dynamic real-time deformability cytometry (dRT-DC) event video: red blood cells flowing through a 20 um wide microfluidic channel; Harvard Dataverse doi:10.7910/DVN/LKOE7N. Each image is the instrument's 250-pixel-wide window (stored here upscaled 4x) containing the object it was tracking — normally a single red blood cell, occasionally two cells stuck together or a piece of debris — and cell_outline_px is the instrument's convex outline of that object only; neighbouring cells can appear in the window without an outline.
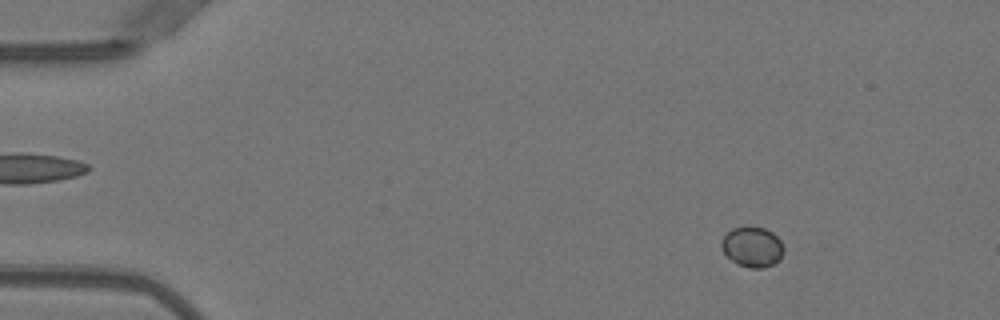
{"species": "Egyptian fruit bat (a non-hibernating species)", "species_latin": "Rousettus aegyptiacus", "temperature_condition": "warm", "stored_images_in_passage": 4, "camera_frame_rate_fps": 3000, "um_per_image_px": 0.085, "animal": {"sex": "female"}, "frame": {"image": 1, "passage_image": 2, "time_ms": 0.333, "image_size_px": [1000, 320], "cell_outline_px": [[784, 252], [780, 260], [764, 268], [748, 268], [736, 264], [724, 252], [720, 244], [720, 240], [732, 228], [764, 228], [772, 232], [780, 240], [784, 248]], "centroid_in_image_um": [63.95, 21.02], "position_along_channel_um": 21.0, "area_um2": 14.51}}